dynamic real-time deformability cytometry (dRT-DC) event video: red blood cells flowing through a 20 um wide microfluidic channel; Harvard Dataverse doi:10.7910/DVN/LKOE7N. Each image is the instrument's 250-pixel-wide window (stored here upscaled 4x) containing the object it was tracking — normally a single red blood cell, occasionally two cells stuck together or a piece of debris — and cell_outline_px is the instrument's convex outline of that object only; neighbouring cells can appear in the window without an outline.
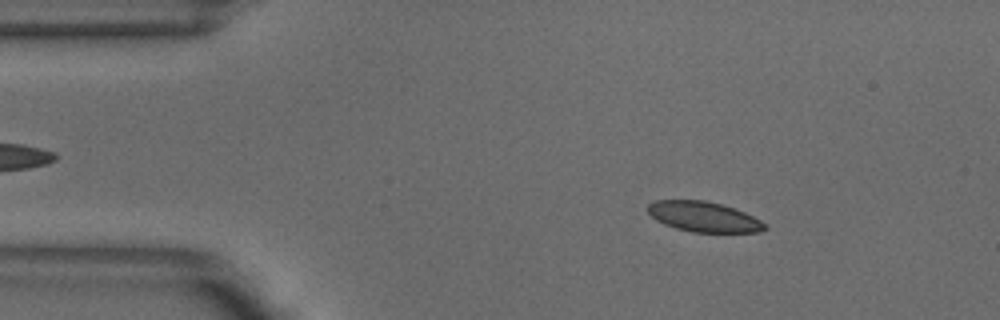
{"species": "common noctule bat (a hibernating species)", "species_latin": "Nyctalus noctula", "temperature_condition": "warm", "stored_images_in_passage": 51, "camera_frame_rate_fps": 3000, "um_per_image_px": 0.085, "animal": {"sex": "male", "body_mass_g": 18.8}, "frame": {"image": 1, "passage_image": 7, "time_ms": 2.0, "image_size_px": [1000, 320], "cell_outline_px": [[768, 228], [760, 232], [692, 232], [676, 228], [664, 224], [656, 220], [648, 212], [648, 204], [656, 200], [704, 200], [720, 204], [744, 212], [768, 224]], "centroid_in_image_um": [59.83, 18.43], "position_along_channel_um": 25.2, "area_um2": 20.52}}
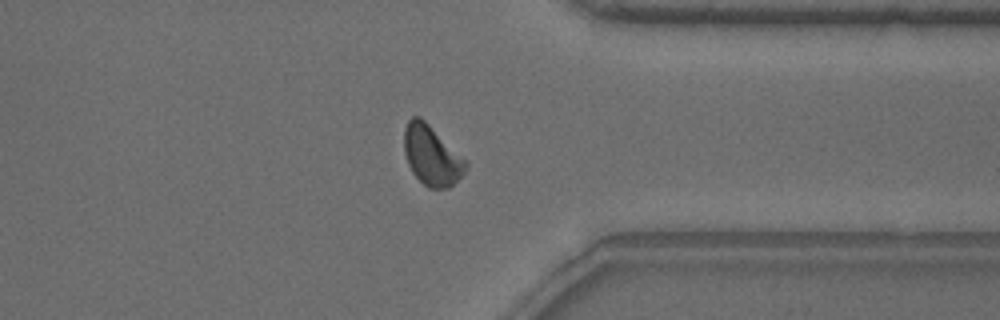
{"frame": {"image": 2, "passage_image": 39, "time_ms": 12.667, "image_size_px": [1000, 320], "cell_outline_px": [[468, 164], [464, 172], [448, 188], [428, 188], [412, 172], [408, 164], [404, 152], [404, 128], [408, 120], [412, 116], [420, 116], [468, 160]], "centroid_in_image_um": [36.69, 13.19], "position_along_channel_um": 374.7, "area_um2": 21.5}}
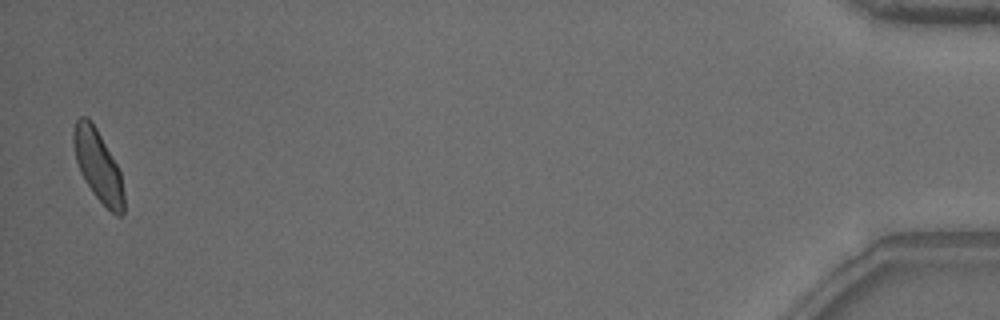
{"frame": {"image": 3, "passage_image": 50, "time_ms": 16.333, "image_size_px": [1000, 320], "cell_outline_px": [[124, 212], [120, 216], [116, 216], [92, 192], [80, 172], [76, 160], [72, 144], [72, 132], [76, 120], [80, 116], [84, 116], [96, 128], [116, 164], [120, 172], [124, 192]], "centroid_in_image_um": [8.32, 14.1], "position_along_channel_um": 426.9, "area_um2": 20.58}, "authors_computed_cell_mechanics": {"area_um2": 21.097, "velocity_mm_per_s": 3.8604, "shape_relaxation_time_tau1_ms": 2.7591, "shape_relaxation_time_tau2_ms": 1.0623, "deformation_change_tau1": 0.1065, "deformation_change_tau2": 0.0531}}